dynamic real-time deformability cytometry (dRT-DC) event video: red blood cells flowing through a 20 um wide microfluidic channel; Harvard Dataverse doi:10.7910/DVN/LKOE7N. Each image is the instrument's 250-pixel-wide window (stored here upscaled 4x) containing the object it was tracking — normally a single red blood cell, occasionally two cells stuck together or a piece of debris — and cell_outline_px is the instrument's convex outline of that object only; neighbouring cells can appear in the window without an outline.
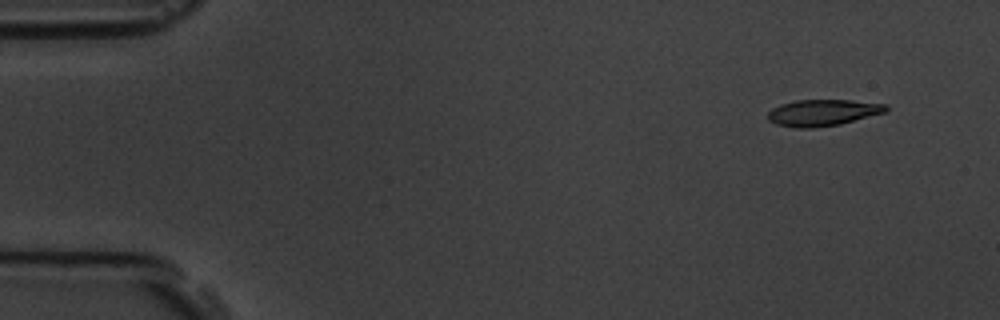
{"species": "common noctule bat (a hibernating species)", "species_latin": "Nyctalus noctula", "temperature_condition": "room temperature", "stored_images_in_passage": 4, "camera_frame_rate_fps": 3000, "um_per_image_px": 0.085, "animal": {"sex": "male", "body_mass_g": 19.5, "forearm_length_mm": 54.6}, "frame": {"image": 1, "passage_image": 1, "time_ms": 0.0, "image_size_px": [1000, 320], "cell_outline_px": [[888, 108], [884, 112], [840, 124], [816, 128], [796, 128], [776, 124], [768, 120], [768, 112], [772, 108], [780, 104], [796, 100], [852, 100], [888, 104]], "centroid_in_image_um": [69.91, 9.57], "position_along_channel_um": 15.1, "area_um2": 18.21}}
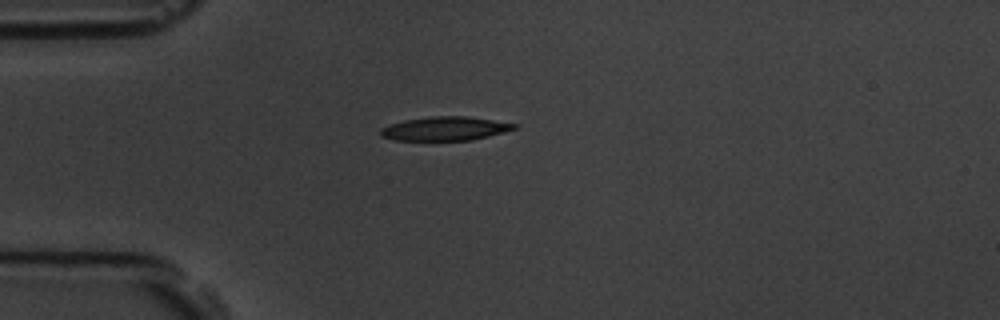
{"frame": {"image": 2, "passage_image": 4, "time_ms": 3.333, "image_size_px": [1000, 320], "cell_outline_px": [[520, 124], [516, 128], [504, 132], [472, 140], [396, 140], [380, 136], [380, 128], [404, 120], [432, 116], [468, 116]], "centroid_in_image_um": [37.86, 10.93], "position_along_channel_um": 47.1, "area_um2": 18.55}}